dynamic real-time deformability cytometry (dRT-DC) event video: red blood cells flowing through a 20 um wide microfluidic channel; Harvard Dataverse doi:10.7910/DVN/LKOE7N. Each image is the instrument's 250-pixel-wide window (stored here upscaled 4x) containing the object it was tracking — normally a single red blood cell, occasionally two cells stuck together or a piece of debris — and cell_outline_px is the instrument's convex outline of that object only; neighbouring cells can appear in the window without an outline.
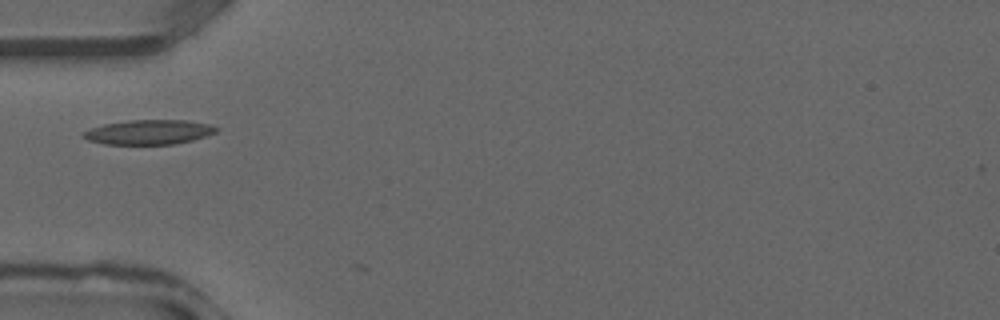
{"species": "common noctule bat (a hibernating species)", "species_latin": "Nyctalus noctula", "temperature_condition": "warm", "stored_images_in_passage": 2, "camera_frame_rate_fps": 3000, "um_per_image_px": 0.085, "animal": {"sex": "male", "forearm_length_mm": 52.5}, "frame": {"image": 1, "passage_image": 1, "time_ms": 0.0, "image_size_px": [1000, 320], "cell_outline_px": [[220, 128], [216, 132], [192, 140], [176, 144], [104, 144], [88, 140], [84, 136], [84, 132], [92, 128], [104, 124], [128, 120], [188, 120], [212, 124]], "centroid_in_image_um": [12.72, 11.22], "position_along_channel_um": 72.3, "area_um2": 19.02}}